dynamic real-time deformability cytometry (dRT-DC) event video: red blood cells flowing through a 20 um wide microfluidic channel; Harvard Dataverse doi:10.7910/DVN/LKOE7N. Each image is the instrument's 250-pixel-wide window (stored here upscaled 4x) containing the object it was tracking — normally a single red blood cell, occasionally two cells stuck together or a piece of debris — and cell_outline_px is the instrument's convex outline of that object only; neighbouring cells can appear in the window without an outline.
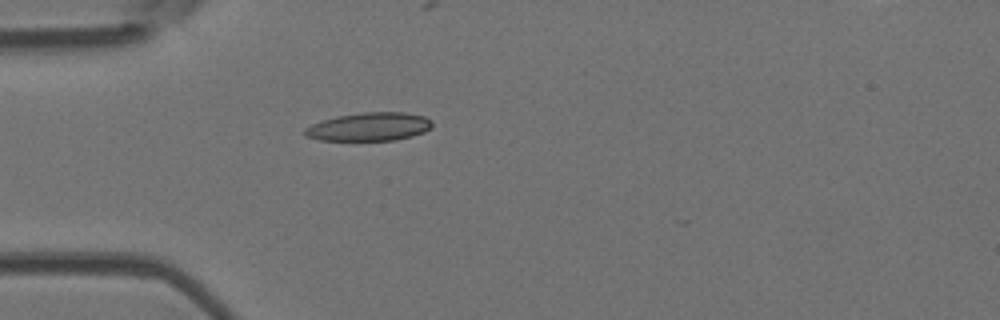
{"species": "Egyptian fruit bat (a non-hibernating species)", "species_latin": "Rousettus aegyptiacus", "temperature_condition": "room temperature", "stored_images_in_passage": 2, "camera_frame_rate_fps": 3000, "um_per_image_px": 0.085, "animal": {"sex": "female"}, "frame": {"image": 1, "passage_image": 1, "time_ms": 0.0, "image_size_px": [1000, 320], "cell_outline_px": [[432, 128], [424, 132], [412, 136], [396, 140], [320, 140], [304, 136], [304, 128], [312, 124], [336, 116], [364, 112], [404, 112], [424, 116], [432, 120]], "centroid_in_image_um": [31.4, 10.77], "position_along_channel_um": 53.6, "area_um2": 21.1}}